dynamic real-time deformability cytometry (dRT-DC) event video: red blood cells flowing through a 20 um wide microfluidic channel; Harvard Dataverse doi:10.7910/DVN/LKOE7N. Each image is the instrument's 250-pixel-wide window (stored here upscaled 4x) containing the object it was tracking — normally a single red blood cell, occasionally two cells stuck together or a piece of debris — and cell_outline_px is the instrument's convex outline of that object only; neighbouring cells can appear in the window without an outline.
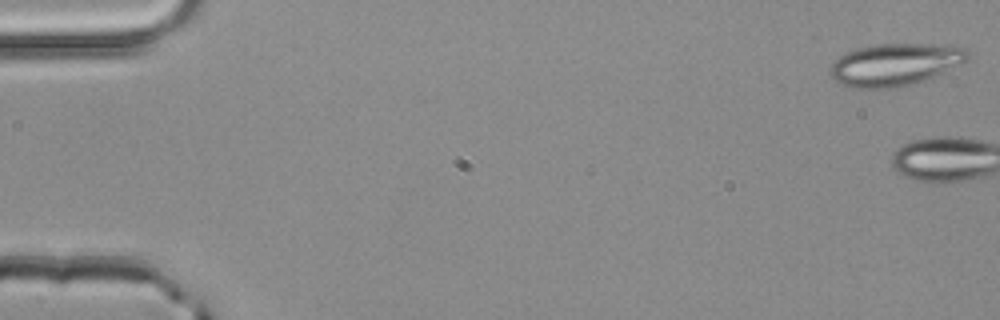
{"species": "common noctule bat (a hibernating species)", "species_latin": "Nyctalus noctula", "temperature_condition": "room temperature", "stored_images_in_passage": 4, "camera_frame_rate_fps": 3000, "um_per_image_px": 0.085, "animal": {"sex": "male", "body_mass_g": 20.4}, "frame": {"image": 1, "passage_image": 1, "time_ms": 0.0, "image_size_px": [1000, 320], "cell_outline_px": [[972, 56], [968, 60], [960, 64], [924, 80], [904, 88], [852, 88], [840, 84], [832, 76], [832, 64], [840, 56], [848, 52], [860, 48], [876, 44], [960, 44], [968, 48], [972, 52]], "centroid_in_image_um": [76.2, 5.47], "position_along_channel_um": 8.8, "area_um2": 34.22}}